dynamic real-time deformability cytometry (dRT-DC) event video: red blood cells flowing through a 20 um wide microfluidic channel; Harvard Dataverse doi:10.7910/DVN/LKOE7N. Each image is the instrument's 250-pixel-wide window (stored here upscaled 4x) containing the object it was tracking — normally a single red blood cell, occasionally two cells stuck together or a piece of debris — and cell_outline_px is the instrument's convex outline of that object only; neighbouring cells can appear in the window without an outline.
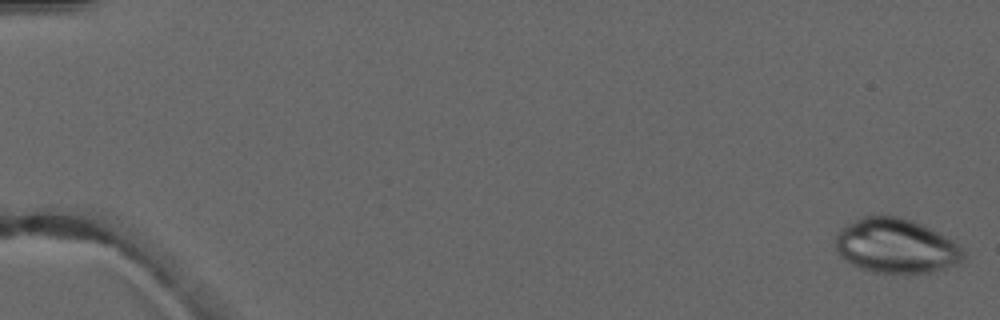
{"species": "common noctule bat (a hibernating species)", "species_latin": "Nyctalus noctula", "temperature_condition": "warm", "stored_images_in_passage": 5, "camera_frame_rate_fps": 3000, "um_per_image_px": 0.085, "animal": {"sex": "male", "forearm_length_mm": 52.5}, "frame": {"image": 1, "passage_image": 1, "time_ms": 0.0, "image_size_px": [1000, 320], "cell_outline_px": [[964, 260], [960, 264], [932, 272], [908, 276], [872, 272], [860, 268], [852, 264], [840, 256], [836, 252], [836, 232], [840, 228], [864, 216], [900, 216], [912, 220], [940, 232], [956, 240], [964, 248]], "centroid_in_image_um": [76.23, 20.94], "position_along_channel_um": 8.8, "area_um2": 41.91}}